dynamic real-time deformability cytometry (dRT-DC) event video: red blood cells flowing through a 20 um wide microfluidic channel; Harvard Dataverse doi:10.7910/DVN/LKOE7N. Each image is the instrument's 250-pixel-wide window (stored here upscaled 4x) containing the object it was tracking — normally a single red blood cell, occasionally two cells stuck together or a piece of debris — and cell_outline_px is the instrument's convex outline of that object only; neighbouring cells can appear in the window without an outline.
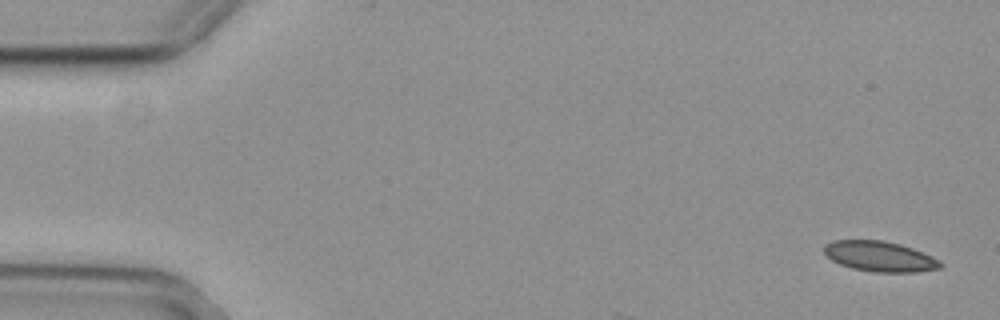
{"species": "common noctule bat (a hibernating species)", "species_latin": "Nyctalus noctula", "temperature_condition": "cold", "stored_images_in_passage": 6, "camera_frame_rate_fps": 3000, "um_per_image_px": 0.085, "animal": {"sex": "female", "body_mass_g": 29.2, "forearm_length_mm": 56.3}, "frame": {"image": 1, "passage_image": 1, "time_ms": 0.0, "image_size_px": [1000, 320], "cell_outline_px": [[944, 264], [940, 268], [916, 272], [872, 272], [852, 268], [840, 264], [832, 260], [824, 252], [824, 244], [832, 240], [884, 240], [900, 244], [912, 248], [932, 256], [940, 260]], "centroid_in_image_um": [74.79, 21.79], "position_along_channel_um": 10.2, "area_um2": 20.63}}